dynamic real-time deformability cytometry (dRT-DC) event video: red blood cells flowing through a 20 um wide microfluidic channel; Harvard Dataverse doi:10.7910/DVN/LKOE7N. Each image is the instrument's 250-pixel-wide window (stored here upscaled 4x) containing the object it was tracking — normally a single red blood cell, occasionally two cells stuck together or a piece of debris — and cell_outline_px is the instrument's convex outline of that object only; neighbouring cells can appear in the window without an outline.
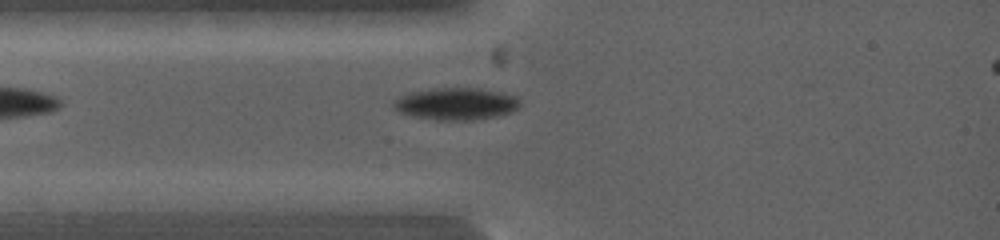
{"species": "common noctule bat (a hibernating species)", "species_latin": "Nyctalus noctula", "temperature_condition": "warm", "stored_images_in_passage": 45, "camera_frame_rate_fps": 5000, "um_per_image_px": 0.085, "animal": {"sex": "female", "body_mass_g": 19.0, "forearm_length_mm": 53.3}, "frame": {"image": 1, "passage_image": 2, "time_ms": 0.2, "image_size_px": [1000, 240], "cell_outline_px": [[520, 108], [512, 112], [496, 116], [472, 120], [436, 120], [416, 116], [400, 112], [392, 104], [392, 100], [408, 92], [436, 88], [480, 88], [500, 92], [516, 96], [520, 100]], "centroid_in_image_um": [38.79, 8.81], "position_along_channel_um": 46.2, "area_um2": 23.7}}
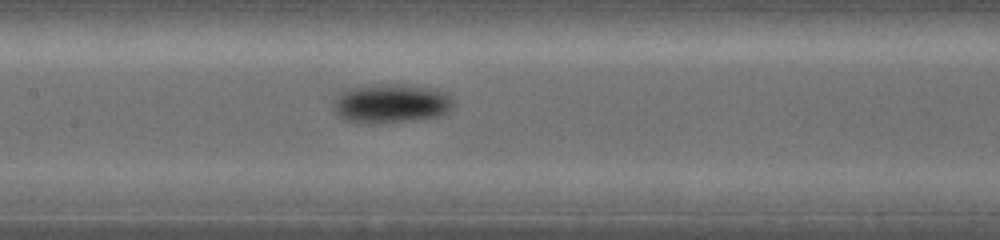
{"frame": {"image": 2, "passage_image": 15, "time_ms": 3.4, "image_size_px": [1000, 240], "cell_outline_px": [[452, 108], [444, 116], [388, 124], [364, 124], [344, 120], [332, 112], [332, 100], [344, 88], [372, 84], [408, 84], [432, 88], [448, 92], [452, 100]], "centroid_in_image_um": [33.19, 8.81], "position_along_channel_um": 174.2, "area_um2": 28.73}}
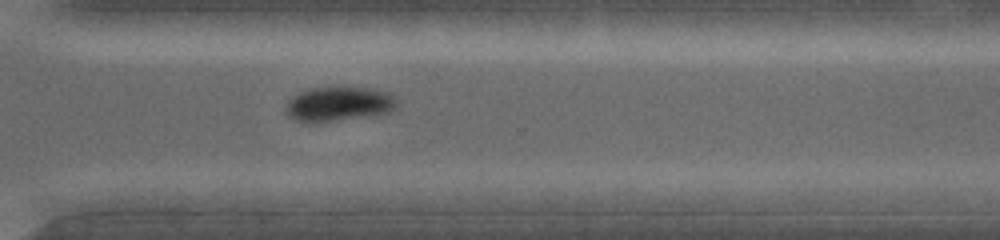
{"frame": {"image": 3, "passage_image": 31, "time_ms": 7.6, "image_size_px": [1000, 240], "cell_outline_px": [[396, 104], [388, 112], [380, 116], [312, 124], [304, 124], [288, 116], [284, 112], [284, 108], [288, 100], [312, 88], [364, 88], [384, 92], [392, 96], [396, 100]], "centroid_in_image_um": [28.74, 8.92], "position_along_channel_um": 341.9, "area_um2": 22.48}}